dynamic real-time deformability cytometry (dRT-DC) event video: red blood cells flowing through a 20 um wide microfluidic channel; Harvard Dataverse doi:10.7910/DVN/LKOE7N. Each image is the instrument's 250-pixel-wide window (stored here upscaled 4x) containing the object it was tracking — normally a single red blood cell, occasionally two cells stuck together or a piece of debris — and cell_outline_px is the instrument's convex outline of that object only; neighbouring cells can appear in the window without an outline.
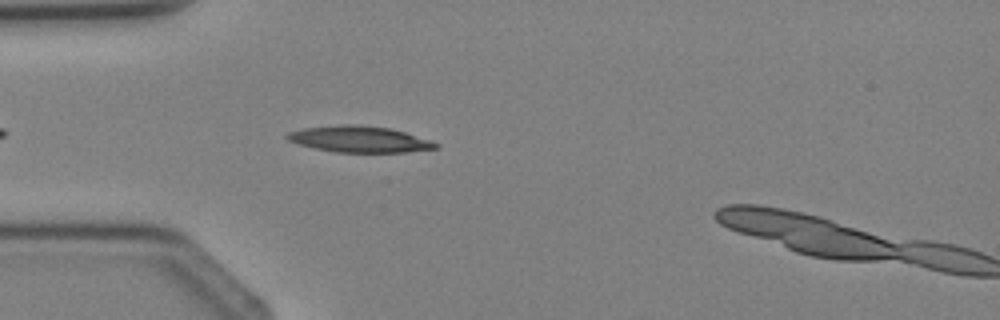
{"species": "Egyptian fruit bat (a non-hibernating species)", "species_latin": "Rousettus aegyptiacus", "temperature_condition": "cold", "stored_images_in_passage": 4, "camera_frame_rate_fps": 3000, "um_per_image_px": 0.085, "animal": {"sex": "female"}, "frame": {"image": 1, "passage_image": 3, "time_ms": 2.333, "image_size_px": [1000, 320], "cell_outline_px": [[440, 148], [404, 152], [336, 152], [316, 148], [300, 144], [288, 140], [284, 136], [288, 132], [304, 128], [344, 124], [360, 124], [392, 128], [432, 140], [440, 144]], "centroid_in_image_um": [30.61, 11.82], "position_along_channel_um": 54.4, "area_um2": 22.83}}